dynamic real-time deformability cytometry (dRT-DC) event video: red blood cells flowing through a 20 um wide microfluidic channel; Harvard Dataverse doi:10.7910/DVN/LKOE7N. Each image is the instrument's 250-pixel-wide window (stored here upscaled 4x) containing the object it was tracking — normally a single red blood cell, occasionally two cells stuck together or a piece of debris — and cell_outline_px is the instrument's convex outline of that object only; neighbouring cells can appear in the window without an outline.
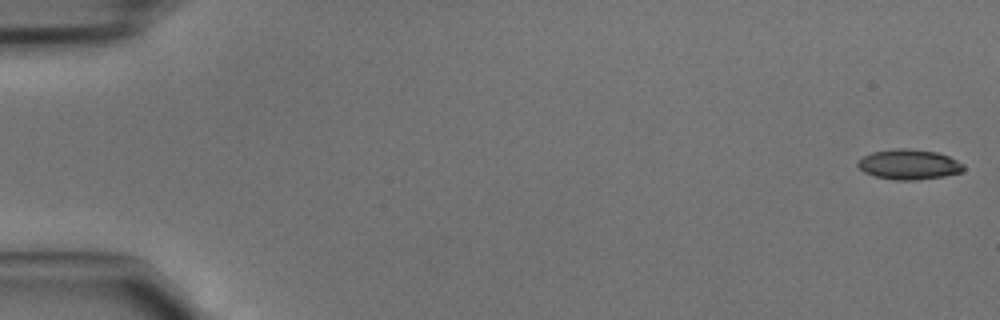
{"species": "common noctule bat (a hibernating species)", "species_latin": "Nyctalus noctula", "temperature_condition": "cold", "stored_images_in_passage": 46, "camera_frame_rate_fps": 3000, "um_per_image_px": 0.085, "animal": {"sex": "male", "body_mass_g": 15.6}, "frame": {"image": 1, "passage_image": 1, "time_ms": 0.0, "image_size_px": [1000, 320], "cell_outline_px": [[964, 168], [960, 172], [944, 176], [916, 180], [892, 180], [876, 176], [864, 172], [856, 164], [856, 160], [872, 152], [896, 148], [908, 148], [936, 152], [948, 156], [964, 164]], "centroid_in_image_um": [77.23, 13.97], "position_along_channel_um": 7.8, "area_um2": 18.55}}
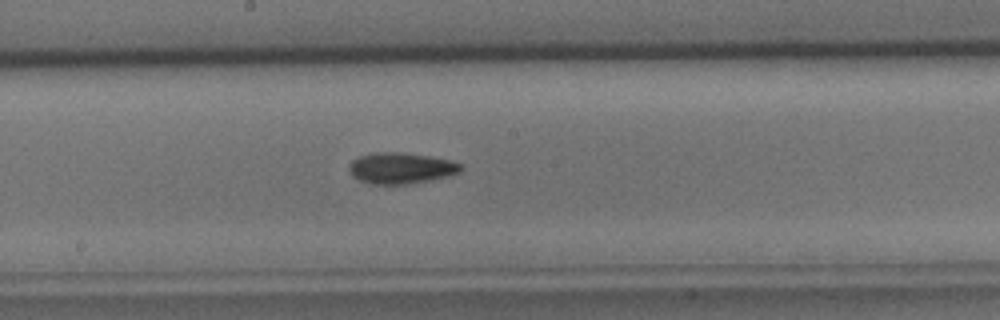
{"frame": {"image": 2, "passage_image": 25, "time_ms": 8.0, "image_size_px": [1000, 320], "cell_outline_px": [[464, 168], [460, 172], [448, 176], [432, 180], [408, 184], [372, 184], [360, 180], [352, 176], [348, 168], [352, 160], [360, 156], [376, 152], [400, 152], [428, 156], [448, 160], [460, 164]], "centroid_in_image_um": [34.08, 14.3], "position_along_channel_um": 214.1, "area_um2": 20.17}}
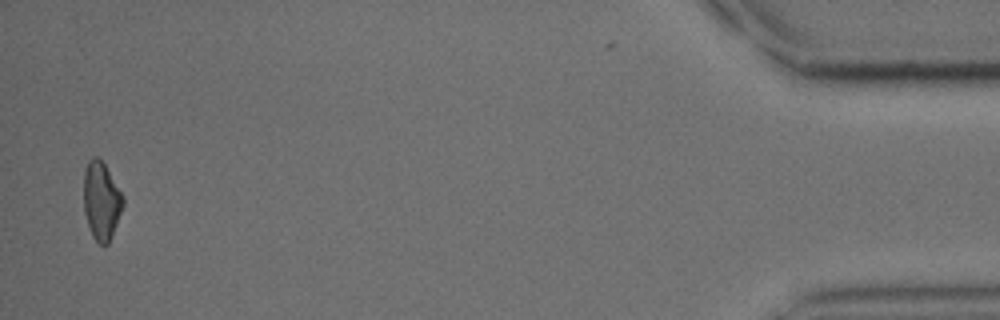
{"frame": {"image": 3, "passage_image": 45, "time_ms": 14.667, "image_size_px": [1000, 320], "cell_outline_px": [[124, 204], [108, 244], [100, 244], [92, 236], [84, 212], [84, 172], [88, 160], [92, 156], [96, 156], [104, 164], [124, 196]], "centroid_in_image_um": [8.61, 17.05], "position_along_channel_um": 426.6, "area_um2": 17.69}}